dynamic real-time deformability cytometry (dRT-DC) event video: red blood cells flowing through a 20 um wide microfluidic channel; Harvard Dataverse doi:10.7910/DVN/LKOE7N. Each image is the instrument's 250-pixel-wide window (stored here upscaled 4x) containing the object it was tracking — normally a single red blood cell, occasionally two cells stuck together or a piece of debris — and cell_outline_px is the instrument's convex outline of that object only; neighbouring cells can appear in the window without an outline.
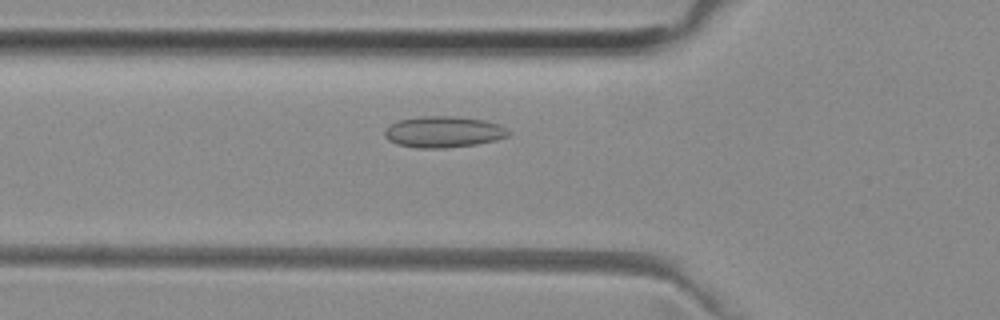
{"species": "common noctule bat (a hibernating species)", "species_latin": "Nyctalus noctula", "temperature_condition": "room temperature", "stored_images_in_passage": 36, "camera_frame_rate_fps": 3000, "um_per_image_px": 0.085, "animal": {"sex": "female", "body_mass_g": 29.2, "forearm_length_mm": 56.3}, "frame": {"image": 1, "passage_image": 7, "time_ms": 2.0, "image_size_px": [1000, 320], "cell_outline_px": [[508, 136], [496, 140], [476, 144], [444, 148], [416, 148], [396, 144], [388, 140], [384, 136], [384, 132], [392, 124], [400, 120], [420, 116], [456, 116], [484, 120], [500, 124], [508, 132]], "centroid_in_image_um": [37.68, 11.21], "position_along_channel_um": 88.1, "area_um2": 22.43}}
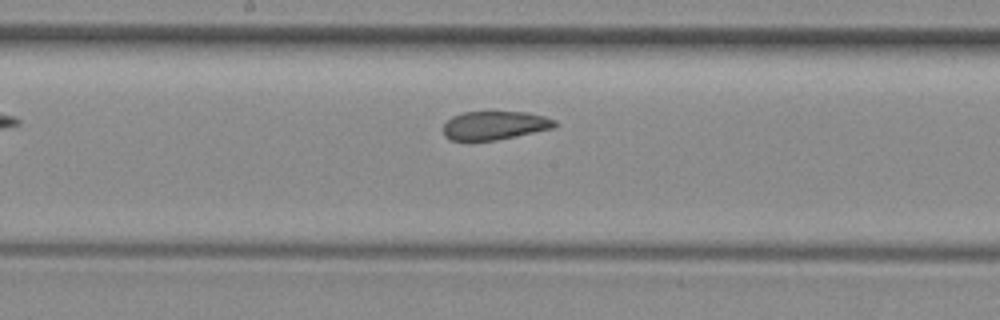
{"frame": {"image": 2, "passage_image": 16, "time_ms": 5.0, "image_size_px": [1000, 320], "cell_outline_px": [[556, 124], [552, 128], [496, 140], [452, 140], [444, 136], [444, 124], [452, 116], [464, 112], [528, 112], [544, 116], [556, 120]], "centroid_in_image_um": [42.04, 10.65], "position_along_channel_um": 206.2, "area_um2": 18.32}}
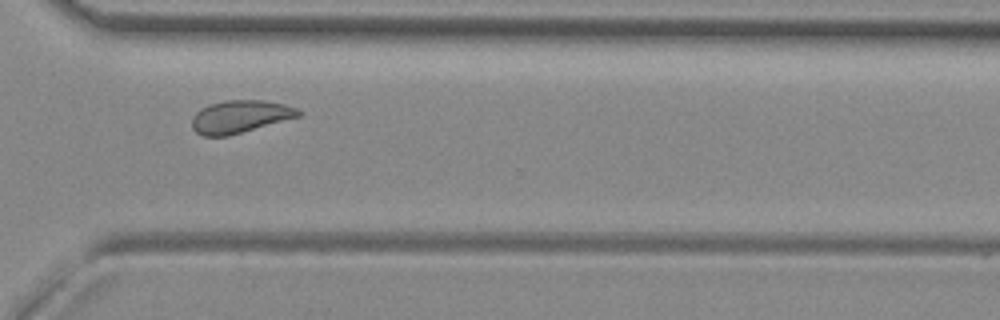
{"frame": {"image": 3, "passage_image": 27, "time_ms": 8.667, "image_size_px": [1000, 320], "cell_outline_px": [[304, 112], [300, 116], [228, 136], [204, 136], [196, 132], [192, 128], [192, 116], [200, 108], [208, 104], [224, 100], [264, 100], [284, 104], [296, 108]], "centroid_in_image_um": [20.39, 9.9], "position_along_channel_um": 350.2, "area_um2": 20.35}, "authors_computed_cell_mechanics": {"area_um2": 20.1144, "velocity_mm_per_s": 3.9218, "shape_relaxation_time_tau1_ms": null, "shape_relaxation_time_tau2_ms": 1.7812, "deformation_change_tau1": null, "deformation_change_tau2": 0.0799}}